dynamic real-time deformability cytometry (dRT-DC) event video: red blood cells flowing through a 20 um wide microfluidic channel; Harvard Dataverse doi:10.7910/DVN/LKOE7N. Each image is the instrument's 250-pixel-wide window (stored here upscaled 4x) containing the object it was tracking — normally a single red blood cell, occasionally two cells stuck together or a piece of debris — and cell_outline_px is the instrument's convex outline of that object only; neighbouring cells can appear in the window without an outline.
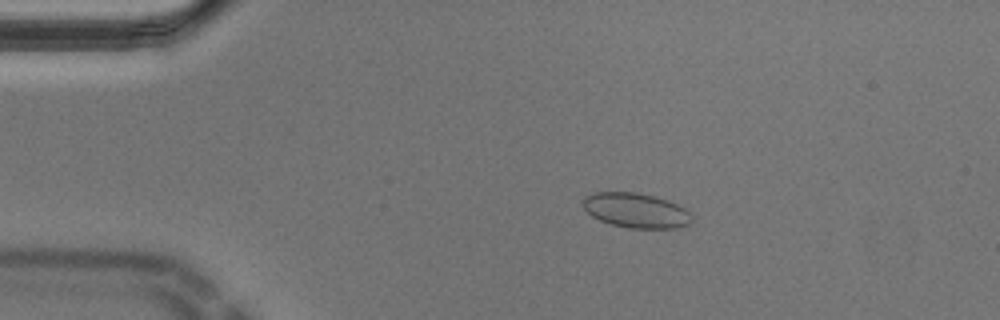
{"species": "Egyptian fruit bat (a non-hibernating species)", "species_latin": "Rousettus aegyptiacus", "temperature_condition": "cold", "stored_images_in_passage": 45, "camera_frame_rate_fps": 3000, "um_per_image_px": 0.085, "animal": {"sex": "male"}, "frame": {"image": 1, "passage_image": 1, "time_ms": 0.0, "image_size_px": [1000, 320], "cell_outline_px": [[692, 224], [680, 228], [628, 228], [612, 224], [600, 220], [592, 216], [584, 208], [584, 196], [592, 192], [636, 192], [656, 196], [668, 200], [684, 208], [692, 216]], "centroid_in_image_um": [54.08, 17.88], "position_along_channel_um": 30.9, "area_um2": 22.2}}
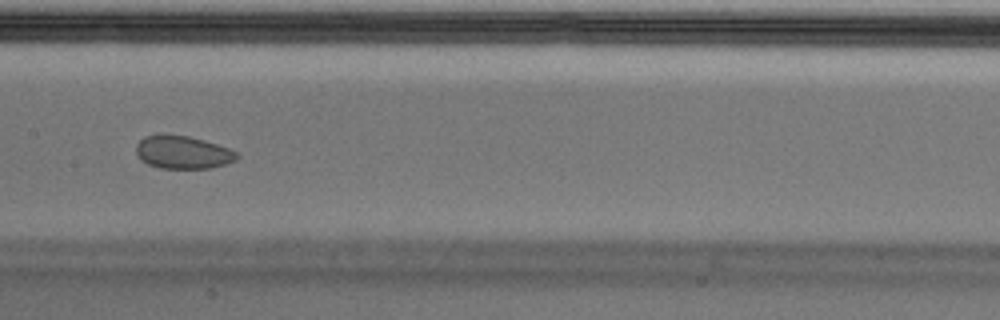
{"frame": {"image": 2, "passage_image": 18, "time_ms": 5.667, "image_size_px": [1000, 320], "cell_outline_px": [[240, 156], [236, 160], [224, 164], [208, 168], [160, 168], [148, 164], [140, 160], [136, 152], [136, 144], [144, 136], [156, 132], [160, 132], [188, 136], [204, 140], [228, 148], [236, 152]], "centroid_in_image_um": [15.48, 12.91], "position_along_channel_um": 191.9, "area_um2": 19.65}}
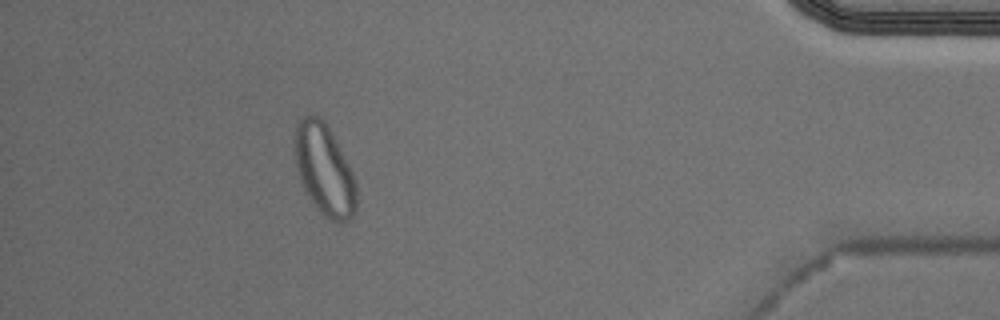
{"frame": {"image": 3, "passage_image": 40, "time_ms": 13.0, "image_size_px": [1000, 320], "cell_outline_px": [[356, 208], [352, 216], [344, 224], [340, 224], [324, 216], [320, 212], [304, 192], [300, 184], [292, 148], [292, 140], [296, 124], [304, 116], [316, 116], [324, 120], [352, 172], [356, 184]], "centroid_in_image_um": [27.52, 14.46], "position_along_channel_um": 407.7, "area_um2": 33.0}}